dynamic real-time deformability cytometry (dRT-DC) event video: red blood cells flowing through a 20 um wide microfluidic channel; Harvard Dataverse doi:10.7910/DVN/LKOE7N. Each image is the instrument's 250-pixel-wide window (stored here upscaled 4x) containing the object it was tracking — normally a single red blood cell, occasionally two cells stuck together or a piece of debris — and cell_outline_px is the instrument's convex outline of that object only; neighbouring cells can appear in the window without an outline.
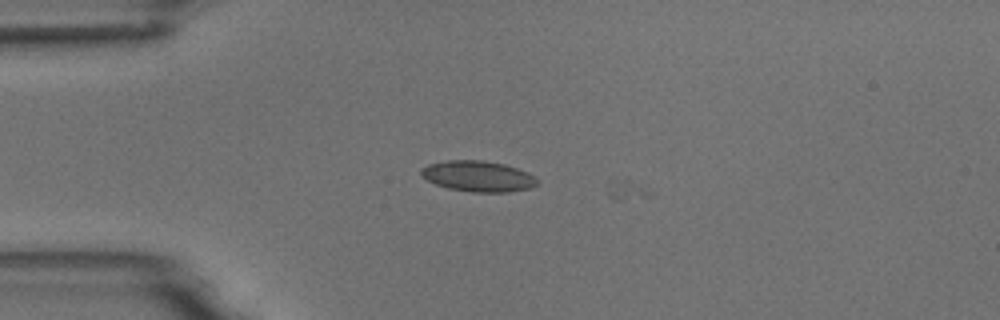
{"species": "common noctule bat (a hibernating species)", "species_latin": "Nyctalus noctula", "temperature_condition": "room temperature", "stored_images_in_passage": 2, "camera_frame_rate_fps": 3000, "um_per_image_px": 0.085, "animal": {"sex": "male", "body_mass_g": 18.8}, "frame": {"image": 1, "passage_image": 1, "time_ms": 0.0, "image_size_px": [1000, 320], "cell_outline_px": [[536, 184], [528, 188], [508, 192], [472, 192], [448, 188], [436, 184], [420, 176], [420, 168], [428, 164], [448, 160], [480, 160], [504, 164], [528, 172], [536, 176]], "centroid_in_image_um": [40.6, 14.97], "position_along_channel_um": 44.4, "area_um2": 20.75}}